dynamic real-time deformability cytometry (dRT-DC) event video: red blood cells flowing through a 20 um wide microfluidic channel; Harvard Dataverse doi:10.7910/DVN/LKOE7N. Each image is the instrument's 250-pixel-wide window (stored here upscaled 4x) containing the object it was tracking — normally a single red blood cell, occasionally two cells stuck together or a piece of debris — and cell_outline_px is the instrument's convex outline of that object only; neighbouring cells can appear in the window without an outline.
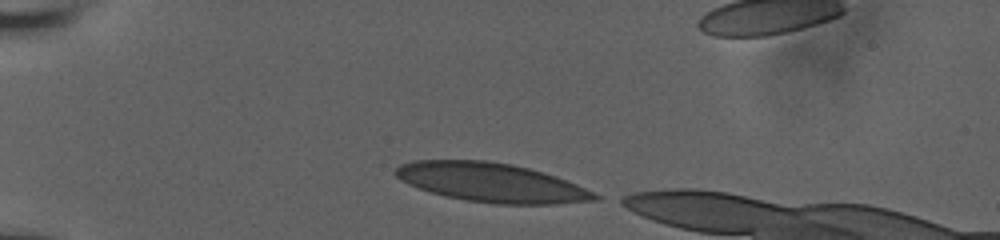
{"species": "human", "species_latin": "Homo sapiens", "temperature_condition": "room temperature", "stored_images_in_passage": 35, "camera_frame_rate_fps": 3000, "um_per_image_px": 0.085, "donor": {"sex": "male"}, "frame": {"image": 1, "passage_image": 1, "time_ms": 0.0, "image_size_px": [1000, 240], "cell_outline_px": [[604, 196], [600, 200], [552, 204], [496, 204], [464, 200], [444, 196], [408, 184], [400, 180], [392, 172], [400, 164], [412, 160], [488, 160], [512, 164], [544, 172], [556, 176], [576, 184]], "centroid_in_image_um": [41.78, 15.51], "position_along_channel_um": 43.2, "area_um2": 45.66}}
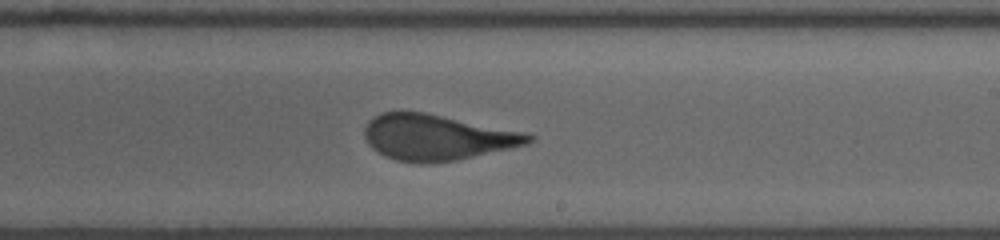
{"frame": {"image": 2, "passage_image": 21, "time_ms": 6.667, "image_size_px": [1000, 240], "cell_outline_px": [[536, 136], [528, 144], [512, 148], [456, 160], [428, 164], [420, 164], [396, 160], [384, 156], [372, 148], [368, 144], [364, 136], [364, 128], [368, 120], [380, 112], [400, 108], [424, 112], [524, 132]], "centroid_in_image_um": [37.07, 11.65], "position_along_channel_um": 251.9, "area_um2": 44.39}}
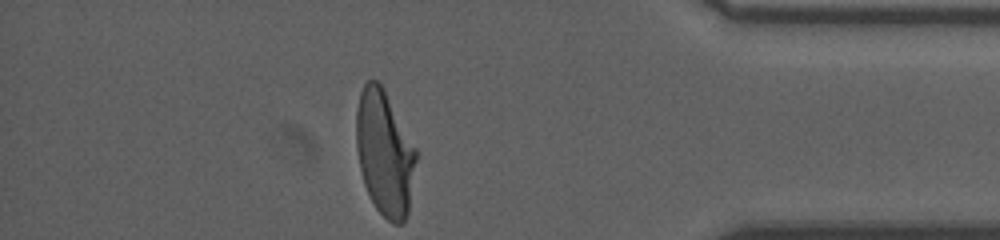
{"frame": {"image": 3, "passage_image": 35, "time_ms": 11.333, "image_size_px": [1000, 240], "cell_outline_px": [[416, 160], [408, 212], [404, 220], [400, 224], [392, 224], [376, 208], [364, 184], [360, 168], [356, 148], [356, 108], [360, 92], [364, 84], [368, 80], [376, 80], [384, 88], [416, 148]], "centroid_in_image_um": [32.68, 12.98], "position_along_channel_um": 402.5, "area_um2": 43.41}, "authors_computed_cell_mechanics": {"area_um2": 44.2748, "velocity_mm_per_s": 3.8208, "shape_relaxation_time_tau1_ms": 6.4136, "shape_relaxation_time_tau2_ms": 0.7406, "deformation_change_tau1": 0.2218, "deformation_change_tau2": 0.0867}}